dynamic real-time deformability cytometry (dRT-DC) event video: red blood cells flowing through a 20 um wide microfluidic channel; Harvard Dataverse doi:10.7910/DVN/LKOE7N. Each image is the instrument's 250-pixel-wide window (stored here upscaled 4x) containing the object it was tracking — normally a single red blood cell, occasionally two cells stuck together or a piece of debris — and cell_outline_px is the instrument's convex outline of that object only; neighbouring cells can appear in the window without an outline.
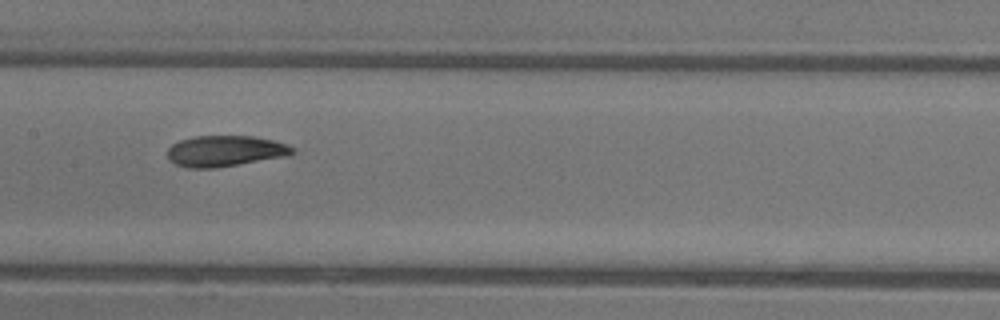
{"species": "common noctule bat (a hibernating species)", "species_latin": "Nyctalus noctula", "temperature_condition": "warm", "stored_images_in_passage": 9, "camera_frame_rate_fps": 3000, "um_per_image_px": 0.085, "animal": {"sex": "female"}, "frame": {"image": 1, "passage_image": 9, "time_ms": 2.667, "image_size_px": [1000, 320], "cell_outline_px": [[296, 152], [292, 156], [216, 168], [188, 168], [176, 164], [168, 160], [168, 148], [172, 144], [180, 140], [192, 136], [252, 136], [276, 140], [296, 148]], "centroid_in_image_um": [19.2, 12.84], "position_along_channel_um": 188.2, "area_um2": 23.06}}